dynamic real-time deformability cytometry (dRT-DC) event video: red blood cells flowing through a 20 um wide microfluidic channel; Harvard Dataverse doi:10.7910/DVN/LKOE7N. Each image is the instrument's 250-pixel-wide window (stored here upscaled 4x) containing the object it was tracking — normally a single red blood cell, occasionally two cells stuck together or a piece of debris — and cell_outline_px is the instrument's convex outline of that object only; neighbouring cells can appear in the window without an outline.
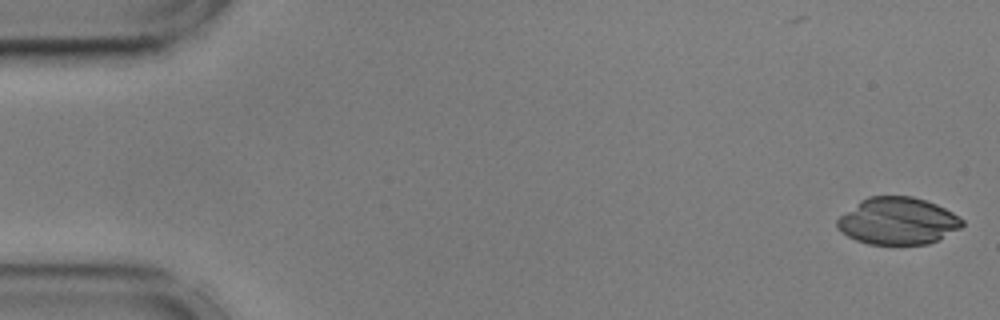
{"species": "common noctule bat (a hibernating species)", "species_latin": "Nyctalus noctula", "temperature_condition": "cold", "stored_images_in_passage": 55, "camera_frame_rate_fps": 3000, "um_per_image_px": 0.085, "animal": {"sex": "male", "body_mass_g": 17.9, "forearm_length_mm": 54.2}, "frame": {"image": 1, "passage_image": 1, "time_ms": 0.0, "image_size_px": [1000, 320], "cell_outline_px": [[964, 224], [960, 228], [928, 244], [868, 244], [856, 240], [840, 232], [836, 228], [836, 220], [840, 216], [860, 200], [868, 196], [912, 196], [936, 204], [952, 212], [964, 220]], "centroid_in_image_um": [76.27, 18.78], "position_along_channel_um": 8.7, "area_um2": 34.22}}